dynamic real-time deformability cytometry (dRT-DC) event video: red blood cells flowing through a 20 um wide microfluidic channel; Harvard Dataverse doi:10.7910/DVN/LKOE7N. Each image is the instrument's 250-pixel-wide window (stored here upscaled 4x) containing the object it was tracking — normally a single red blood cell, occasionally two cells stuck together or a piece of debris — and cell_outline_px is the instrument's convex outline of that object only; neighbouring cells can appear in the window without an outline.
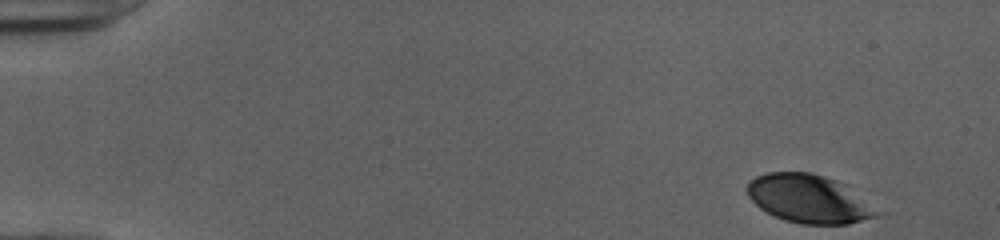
{"species": "human", "species_latin": "Homo sapiens", "temperature_condition": "cold", "stored_images_in_passage": 49, "camera_frame_rate_fps": 3000, "um_per_image_px": 0.085, "donor": {"sex": "female"}, "frame": {"image": 1, "passage_image": 1, "time_ms": 0.0, "image_size_px": [1000, 240], "cell_outline_px": [[876, 216], [848, 224], [800, 224], [784, 220], [760, 208], [748, 196], [748, 180], [756, 176], [768, 172], [812, 172], [848, 184], [876, 212]], "centroid_in_image_um": [68.7, 16.88], "position_along_channel_um": 16.3, "area_um2": 36.07}}
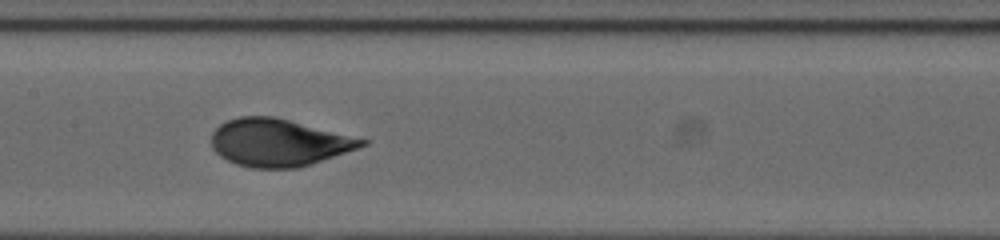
{"frame": {"image": 2, "passage_image": 24, "time_ms": 7.667, "image_size_px": [1000, 240], "cell_outline_px": [[368, 144], [296, 168], [252, 168], [236, 164], [220, 156], [212, 148], [212, 132], [220, 124], [228, 120], [240, 116], [272, 116], [368, 140]], "centroid_in_image_um": [23.61, 12.11], "position_along_channel_um": 183.8, "area_um2": 40.75}}
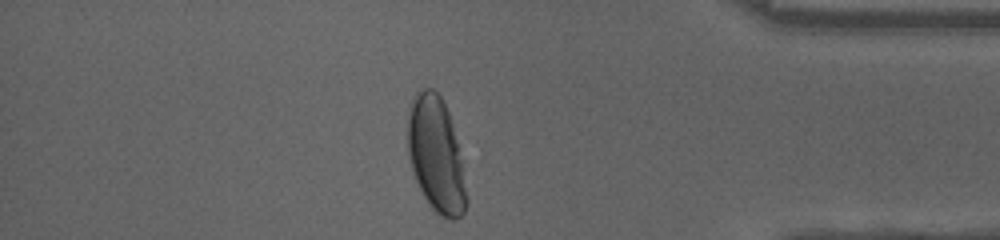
{"frame": {"image": 3, "passage_image": 42, "time_ms": 13.667, "image_size_px": [1000, 240], "cell_outline_px": [[468, 200], [464, 212], [456, 220], [452, 220], [436, 212], [432, 208], [424, 196], [416, 180], [408, 156], [408, 120], [412, 96], [416, 88], [432, 88], [440, 96], [448, 112], [452, 124], [456, 140]], "centroid_in_image_um": [37.04, 13.13], "position_along_channel_um": 398.2, "area_um2": 38.84}, "authors_computed_cell_mechanics": {"area_um2": 41.4426, "velocity_mm_per_s": 3.9764, "shape_relaxation_time_tau1_ms": 3.3801, "shape_relaxation_time_tau2_ms": null, "deformation_change_tau1": 0.184, "deformation_change_tau2": null}}